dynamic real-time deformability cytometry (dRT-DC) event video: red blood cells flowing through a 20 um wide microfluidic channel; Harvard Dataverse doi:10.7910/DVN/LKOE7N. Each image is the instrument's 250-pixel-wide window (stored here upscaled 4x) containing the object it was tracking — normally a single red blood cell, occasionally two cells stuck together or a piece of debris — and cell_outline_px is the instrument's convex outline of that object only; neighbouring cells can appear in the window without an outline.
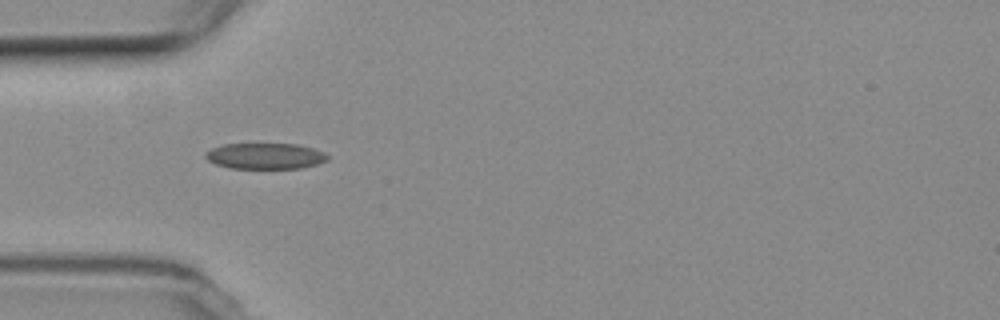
{"species": "common noctule bat (a hibernating species)", "species_latin": "Nyctalus noctula", "temperature_condition": "room temperature", "stored_images_in_passage": 11, "camera_frame_rate_fps": 3000, "um_per_image_px": 0.085, "animal": {"sex": "female", "body_mass_g": 19.3, "forearm_length_mm": 54.1}, "frame": {"image": 1, "passage_image": 3, "time_ms": 3.0, "image_size_px": [1000, 320], "cell_outline_px": [[328, 160], [316, 164], [300, 168], [228, 168], [216, 164], [208, 160], [204, 156], [204, 152], [212, 148], [224, 144], [296, 144], [312, 148], [324, 152], [328, 156]], "centroid_in_image_um": [22.51, 13.26], "position_along_channel_um": 62.5, "area_um2": 18.38}}
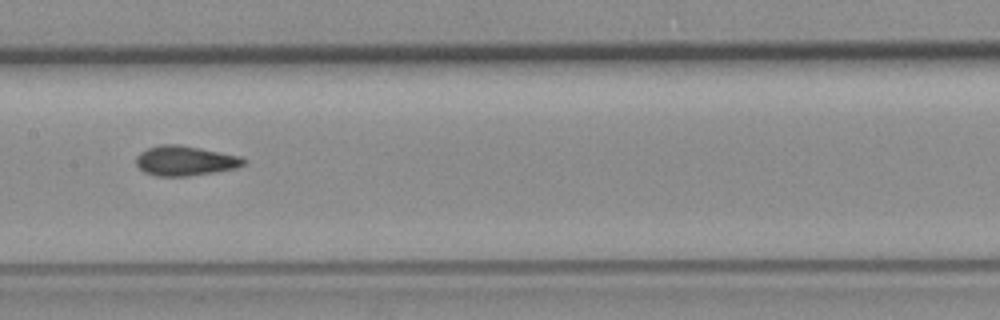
{"frame": {"image": 2, "passage_image": 6, "time_ms": 6.667, "image_size_px": [1000, 320], "cell_outline_px": [[248, 160], [244, 164], [236, 168], [216, 172], [188, 176], [156, 176], [144, 172], [136, 164], [136, 156], [140, 152], [148, 148], [160, 144], [180, 144], [240, 156]], "centroid_in_image_um": [15.73, 13.66], "position_along_channel_um": 191.7, "area_um2": 18.79}}
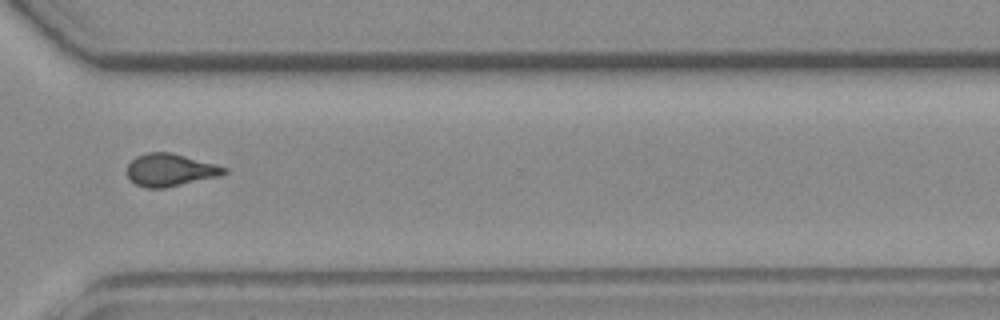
{"frame": {"image": 3, "passage_image": 10, "time_ms": 11.333, "image_size_px": [1000, 320], "cell_outline_px": [[228, 172], [220, 176], [164, 188], [144, 188], [136, 184], [128, 176], [128, 164], [136, 156], [148, 152], [172, 152], [216, 164], [228, 168]], "centroid_in_image_um": [14.49, 14.44], "position_along_channel_um": 356.1, "area_um2": 18.44}, "authors_computed_cell_mechanics": {"area_um2": 18.3804, "velocity_mm_per_s": 3.5361, "shape_relaxation_time_tau1_ms": 3.111, "shape_relaxation_time_tau2_ms": 0.914, "deformation_change_tau1": 0.1281, "deformation_change_tau2": 0.0544}}